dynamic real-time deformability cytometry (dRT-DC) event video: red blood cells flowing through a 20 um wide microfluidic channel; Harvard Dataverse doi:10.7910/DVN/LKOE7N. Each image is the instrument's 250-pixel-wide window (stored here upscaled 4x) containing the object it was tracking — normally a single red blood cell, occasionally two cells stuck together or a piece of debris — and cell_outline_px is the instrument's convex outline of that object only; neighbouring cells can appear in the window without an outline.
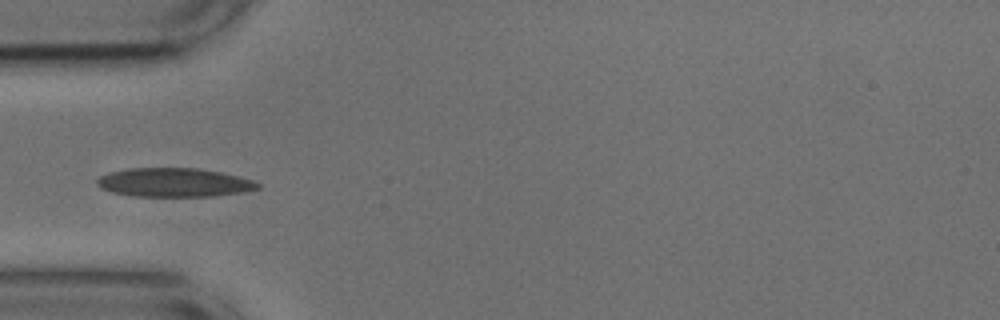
{"species": "common noctule bat (a hibernating species)", "species_latin": "Nyctalus noctula", "temperature_condition": "cold", "stored_images_in_passage": 38, "camera_frame_rate_fps": 3000, "um_per_image_px": 0.085, "animal": {"sex": "male", "body_mass_g": 17.9, "forearm_length_mm": 54.2}, "frame": {"image": 1, "passage_image": 1, "time_ms": 0.0, "image_size_px": [1000, 320], "cell_outline_px": [[260, 188], [244, 192], [216, 196], [132, 196], [112, 192], [100, 188], [96, 184], [96, 180], [100, 176], [108, 172], [128, 168], [196, 168], [220, 172], [252, 180], [260, 184]], "centroid_in_image_um": [14.76, 15.51], "position_along_channel_um": 70.2, "area_um2": 27.05}}
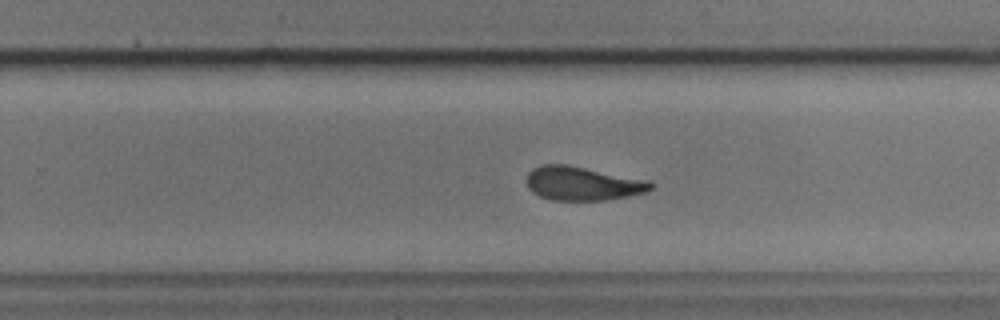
{"frame": {"image": 2, "passage_image": 18, "time_ms": 5.667, "image_size_px": [1000, 320], "cell_outline_px": [[656, 184], [648, 192], [628, 196], [604, 200], [552, 200], [540, 196], [532, 192], [528, 188], [528, 172], [532, 168], [540, 164], [568, 164], [648, 180]], "centroid_in_image_um": [49.53, 15.59], "position_along_channel_um": 280.3, "area_um2": 24.62}}
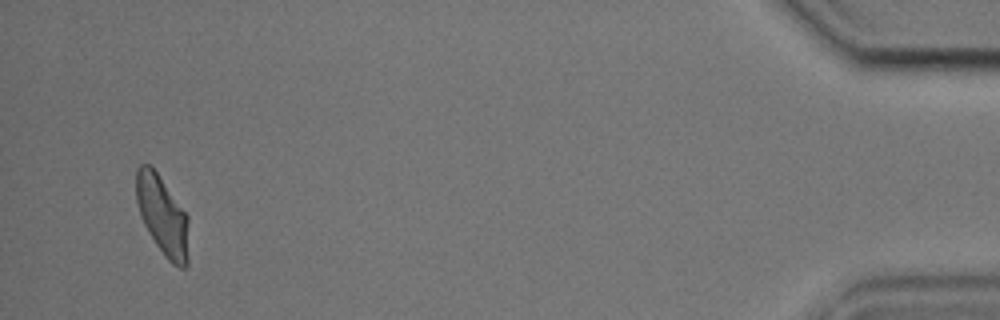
{"frame": {"image": 3, "passage_image": 36, "time_ms": 11.667, "image_size_px": [1000, 320], "cell_outline_px": [[188, 264], [184, 268], [180, 268], [172, 264], [164, 256], [148, 232], [140, 216], [136, 200], [136, 168], [140, 164], [148, 164], [156, 172], [188, 216]], "centroid_in_image_um": [13.81, 18.36], "position_along_channel_um": 421.4, "area_um2": 24.16}, "authors_computed_cell_mechanics": {"area_um2": 25.1141, "velocity_mm_per_s": 3.7031, "shape_relaxation_time_tau1_ms": 4.1953, "shape_relaxation_time_tau2_ms": 1.6056, "deformation_change_tau1": 0.1495, "deformation_change_tau2": 0.0766}}